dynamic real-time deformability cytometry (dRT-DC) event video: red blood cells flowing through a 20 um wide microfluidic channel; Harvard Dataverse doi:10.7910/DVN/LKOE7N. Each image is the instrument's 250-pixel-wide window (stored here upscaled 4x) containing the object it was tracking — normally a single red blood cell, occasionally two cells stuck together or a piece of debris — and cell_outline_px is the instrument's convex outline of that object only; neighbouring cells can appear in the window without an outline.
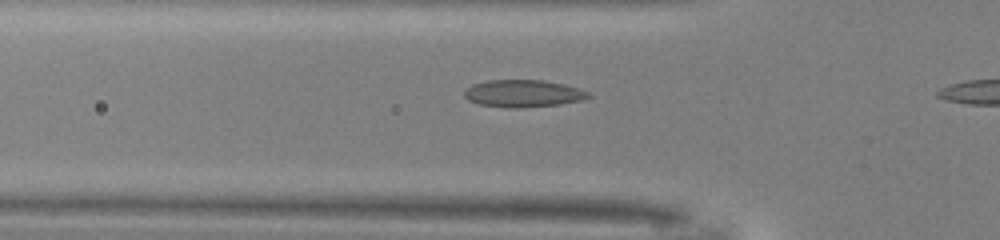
{"species": "common noctule bat (a hibernating species)", "species_latin": "Nyctalus noctula", "temperature_condition": "warm", "stored_images_in_passage": 5, "camera_frame_rate_fps": 3000, "um_per_image_px": 0.085, "animal": {"sex": "male", "body_mass_g": 13.0, "forearm_length_mm": 53.1}, "frame": {"image": 1, "passage_image": 3, "time_ms": 0.667, "image_size_px": [1000, 240], "cell_outline_px": [[592, 96], [580, 100], [560, 104], [524, 108], [508, 108], [480, 104], [468, 100], [464, 96], [464, 92], [472, 84], [488, 80], [544, 80], [564, 84], [588, 92]], "centroid_in_image_um": [44.45, 7.95], "position_along_channel_um": 81.4, "area_um2": 19.65}}